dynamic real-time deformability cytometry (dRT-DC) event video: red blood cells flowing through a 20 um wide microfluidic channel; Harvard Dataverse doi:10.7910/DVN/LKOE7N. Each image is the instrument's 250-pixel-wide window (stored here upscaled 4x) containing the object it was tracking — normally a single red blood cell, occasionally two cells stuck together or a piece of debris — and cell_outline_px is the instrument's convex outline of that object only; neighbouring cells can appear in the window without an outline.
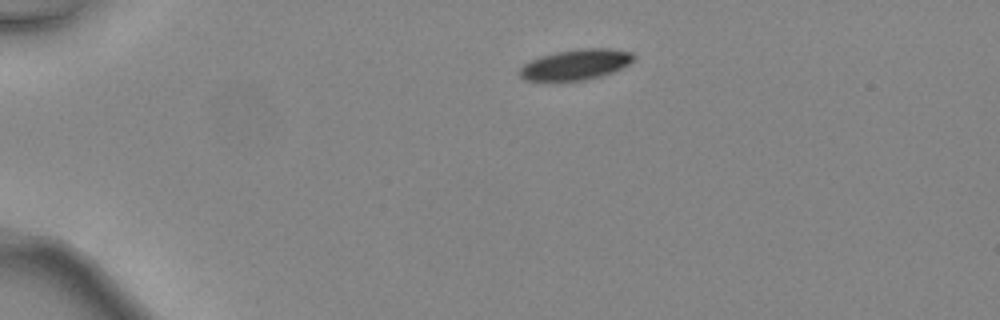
{"species": "common noctule bat (a hibernating species)", "species_latin": "Nyctalus noctula", "temperature_condition": "warm", "stored_images_in_passage": 15, "camera_frame_rate_fps": 3000, "um_per_image_px": 0.085, "animal": {"sex": "female", "body_mass_g": 24.6, "forearm_length_mm": 56.2}, "frame": {"image": 1, "passage_image": 1, "time_ms": 0.0, "image_size_px": [1000, 320], "cell_outline_px": [[636, 56], [628, 64], [612, 72], [600, 76], [584, 80], [524, 80], [520, 76], [520, 68], [524, 64], [540, 56], [556, 52], [580, 48], [608, 48], [632, 52]], "centroid_in_image_um": [48.95, 5.47], "position_along_channel_um": 36.1, "area_um2": 20.0}}
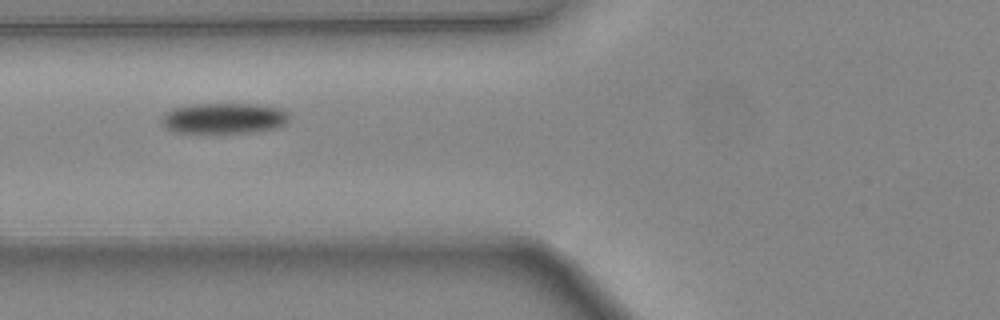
{"frame": {"image": 2, "passage_image": 10, "time_ms": 3.0, "image_size_px": [1000, 320], "cell_outline_px": [[288, 120], [284, 124], [276, 128], [252, 132], [176, 132], [168, 128], [160, 120], [172, 108], [192, 104], [256, 104], [276, 108], [284, 112], [288, 116]], "centroid_in_image_um": [19.02, 10.05], "position_along_channel_um": 106.8, "area_um2": 22.25}}
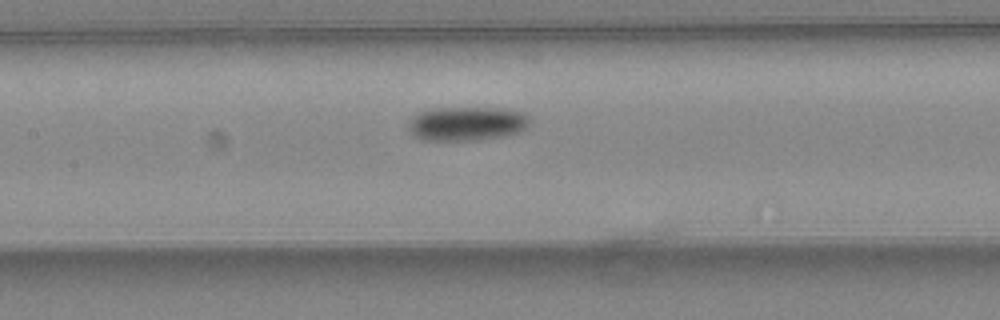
{"frame": {"image": 3, "passage_image": 14, "time_ms": 4.333, "image_size_px": [1000, 320], "cell_outline_px": [[532, 120], [528, 128], [520, 132], [504, 136], [476, 140], [424, 140], [412, 136], [408, 128], [408, 124], [412, 116], [420, 112], [436, 108], [500, 108], [520, 112], [528, 116]], "centroid_in_image_um": [39.69, 10.52], "position_along_channel_um": 167.7, "area_um2": 24.28}}